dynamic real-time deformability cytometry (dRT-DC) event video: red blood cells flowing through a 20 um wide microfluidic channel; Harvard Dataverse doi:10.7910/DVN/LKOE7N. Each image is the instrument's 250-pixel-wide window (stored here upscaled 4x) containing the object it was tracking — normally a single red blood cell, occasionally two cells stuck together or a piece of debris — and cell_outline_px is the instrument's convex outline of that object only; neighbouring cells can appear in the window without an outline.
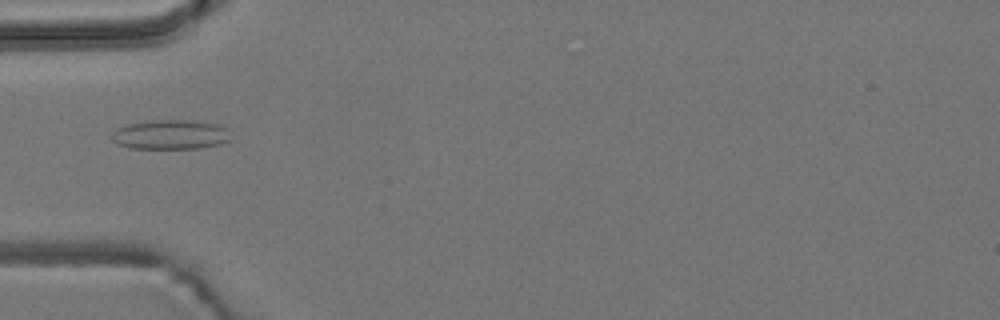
{"species": "common noctule bat (a hibernating species)", "species_latin": "Nyctalus noctula", "temperature_condition": "room temperature", "stored_images_in_passage": 7, "camera_frame_rate_fps": 3000, "um_per_image_px": 0.085, "animal": {"sex": "male", "body_mass_g": 19.2, "forearm_length_mm": 51.8}, "frame": {"image": 1, "passage_image": 4, "time_ms": 4.667, "image_size_px": [1000, 320], "cell_outline_px": [[228, 140], [220, 144], [196, 148], [128, 148], [116, 144], [112, 140], [112, 132], [116, 128], [128, 124], [152, 120], [192, 120], [220, 124], [228, 128]], "centroid_in_image_um": [14.46, 11.43], "position_along_channel_um": 70.5, "area_um2": 20.52}}
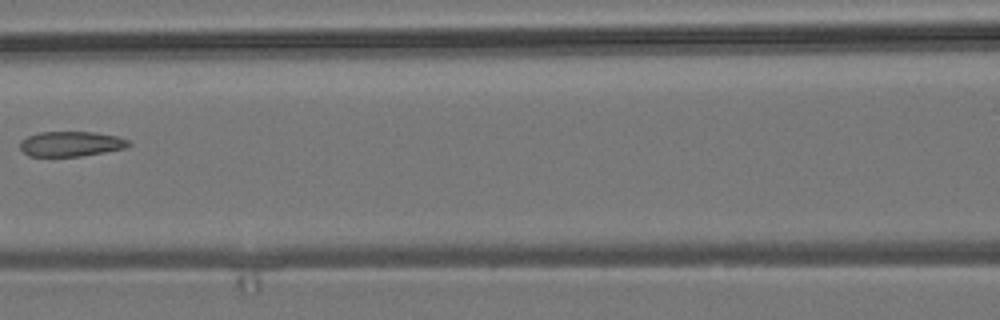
{"frame": {"image": 2, "passage_image": 6, "time_ms": 7.0, "image_size_px": [1000, 320], "cell_outline_px": [[132, 144], [124, 148], [104, 152], [80, 156], [28, 156], [20, 148], [20, 140], [28, 136], [40, 132], [92, 132], [116, 136], [128, 140]], "centroid_in_image_um": [6.01, 12.23], "position_along_channel_um": 160.6, "area_um2": 15.72}}
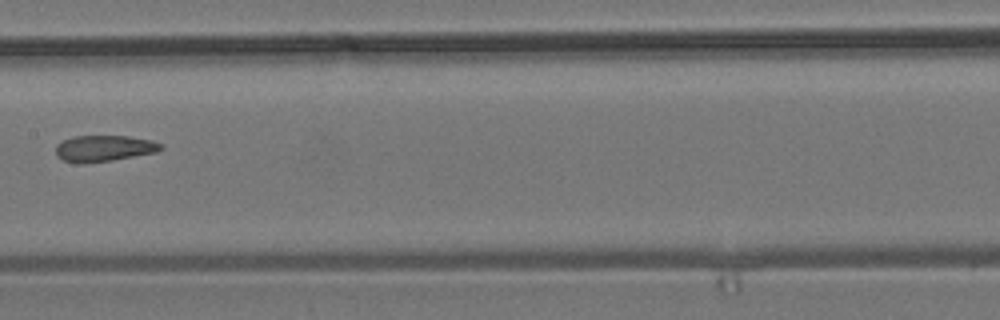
{"frame": {"image": 3, "passage_image": 7, "time_ms": 8.0, "image_size_px": [1000, 320], "cell_outline_px": [[164, 148], [156, 152], [112, 160], [64, 160], [56, 156], [56, 144], [72, 136], [128, 136], [152, 140], [164, 144]], "centroid_in_image_um": [8.92, 12.56], "position_along_channel_um": 198.5, "area_um2": 15.43}}